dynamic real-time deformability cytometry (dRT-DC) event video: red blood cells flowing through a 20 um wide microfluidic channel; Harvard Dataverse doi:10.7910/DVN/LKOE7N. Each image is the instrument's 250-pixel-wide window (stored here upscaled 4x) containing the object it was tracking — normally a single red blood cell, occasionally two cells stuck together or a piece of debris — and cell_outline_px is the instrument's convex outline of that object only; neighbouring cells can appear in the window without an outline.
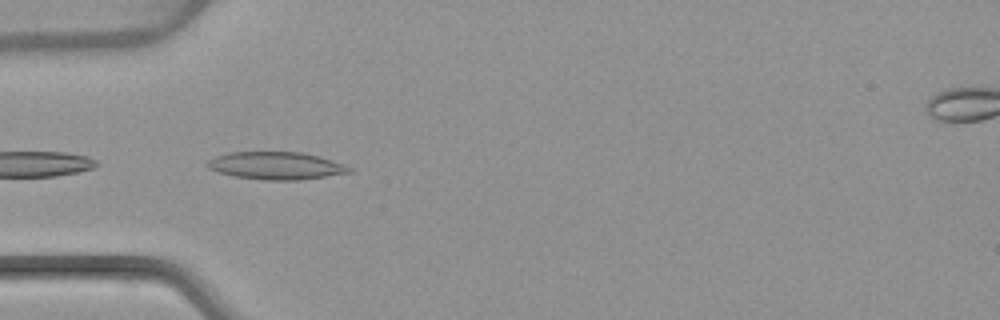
{"species": "common noctule bat (a hibernating species)", "species_latin": "Nyctalus noctula", "temperature_condition": "warm", "stored_images_in_passage": 2, "camera_frame_rate_fps": 3000, "um_per_image_px": 0.085, "animal": {"sex": "female", "body_mass_g": 22.7, "forearm_length_mm": 54.2}, "frame": {"image": 1, "passage_image": 2, "time_ms": 3.0, "image_size_px": [1000, 320], "cell_outline_px": [[352, 172], [300, 180], [264, 180], [232, 176], [208, 168], [208, 160], [216, 156], [228, 152], [304, 152], [320, 156], [344, 164], [352, 168]], "centroid_in_image_um": [23.49, 14.08], "position_along_channel_um": 61.5, "area_um2": 22.83}}